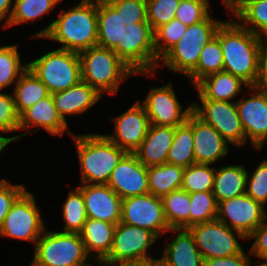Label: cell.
Masks as SVG:
<instances>
[{
    "instance_id": "b9f144b4",
    "label": "cell",
    "mask_w": 267,
    "mask_h": 266,
    "mask_svg": "<svg viewBox=\"0 0 267 266\" xmlns=\"http://www.w3.org/2000/svg\"><path fill=\"white\" fill-rule=\"evenodd\" d=\"M209 0H180L175 18L186 26L203 21L209 15Z\"/></svg>"
},
{
    "instance_id": "836d02e7",
    "label": "cell",
    "mask_w": 267,
    "mask_h": 266,
    "mask_svg": "<svg viewBox=\"0 0 267 266\" xmlns=\"http://www.w3.org/2000/svg\"><path fill=\"white\" fill-rule=\"evenodd\" d=\"M233 14L243 28L267 41V0L245 1Z\"/></svg>"
},
{
    "instance_id": "60d3db41",
    "label": "cell",
    "mask_w": 267,
    "mask_h": 266,
    "mask_svg": "<svg viewBox=\"0 0 267 266\" xmlns=\"http://www.w3.org/2000/svg\"><path fill=\"white\" fill-rule=\"evenodd\" d=\"M180 0H146L147 22L155 30L175 18Z\"/></svg>"
},
{
    "instance_id": "4316f807",
    "label": "cell",
    "mask_w": 267,
    "mask_h": 266,
    "mask_svg": "<svg viewBox=\"0 0 267 266\" xmlns=\"http://www.w3.org/2000/svg\"><path fill=\"white\" fill-rule=\"evenodd\" d=\"M97 16V45L113 50L118 44H122L124 32L127 31L125 23L108 2L97 3Z\"/></svg>"
},
{
    "instance_id": "c3c4849f",
    "label": "cell",
    "mask_w": 267,
    "mask_h": 266,
    "mask_svg": "<svg viewBox=\"0 0 267 266\" xmlns=\"http://www.w3.org/2000/svg\"><path fill=\"white\" fill-rule=\"evenodd\" d=\"M249 254L243 251L234 256L204 260L206 266H251Z\"/></svg>"
},
{
    "instance_id": "db71d44e",
    "label": "cell",
    "mask_w": 267,
    "mask_h": 266,
    "mask_svg": "<svg viewBox=\"0 0 267 266\" xmlns=\"http://www.w3.org/2000/svg\"><path fill=\"white\" fill-rule=\"evenodd\" d=\"M124 266H161L158 261L148 263V264H141V265H124Z\"/></svg>"
},
{
    "instance_id": "7a4b0ae2",
    "label": "cell",
    "mask_w": 267,
    "mask_h": 266,
    "mask_svg": "<svg viewBox=\"0 0 267 266\" xmlns=\"http://www.w3.org/2000/svg\"><path fill=\"white\" fill-rule=\"evenodd\" d=\"M97 24V3L81 0L31 38H47L62 44L60 49L79 53L97 46Z\"/></svg>"
},
{
    "instance_id": "f546056e",
    "label": "cell",
    "mask_w": 267,
    "mask_h": 266,
    "mask_svg": "<svg viewBox=\"0 0 267 266\" xmlns=\"http://www.w3.org/2000/svg\"><path fill=\"white\" fill-rule=\"evenodd\" d=\"M184 167L164 163L147 168L149 193L162 198L181 188Z\"/></svg>"
},
{
    "instance_id": "f35d334b",
    "label": "cell",
    "mask_w": 267,
    "mask_h": 266,
    "mask_svg": "<svg viewBox=\"0 0 267 266\" xmlns=\"http://www.w3.org/2000/svg\"><path fill=\"white\" fill-rule=\"evenodd\" d=\"M189 227L217 218V202L212 191L190 193Z\"/></svg>"
},
{
    "instance_id": "d6a6232c",
    "label": "cell",
    "mask_w": 267,
    "mask_h": 266,
    "mask_svg": "<svg viewBox=\"0 0 267 266\" xmlns=\"http://www.w3.org/2000/svg\"><path fill=\"white\" fill-rule=\"evenodd\" d=\"M166 221L170 228H189L190 197L182 188L162 198Z\"/></svg>"
},
{
    "instance_id": "1f68e13d",
    "label": "cell",
    "mask_w": 267,
    "mask_h": 266,
    "mask_svg": "<svg viewBox=\"0 0 267 266\" xmlns=\"http://www.w3.org/2000/svg\"><path fill=\"white\" fill-rule=\"evenodd\" d=\"M193 149V129L185 122L175 127L174 139L169 149L166 163L179 165L184 168L195 164Z\"/></svg>"
},
{
    "instance_id": "277c9868",
    "label": "cell",
    "mask_w": 267,
    "mask_h": 266,
    "mask_svg": "<svg viewBox=\"0 0 267 266\" xmlns=\"http://www.w3.org/2000/svg\"><path fill=\"white\" fill-rule=\"evenodd\" d=\"M78 54L81 80L101 95L115 94L121 82L136 74L112 49L97 45Z\"/></svg>"
},
{
    "instance_id": "9c48e42d",
    "label": "cell",
    "mask_w": 267,
    "mask_h": 266,
    "mask_svg": "<svg viewBox=\"0 0 267 266\" xmlns=\"http://www.w3.org/2000/svg\"><path fill=\"white\" fill-rule=\"evenodd\" d=\"M122 44L113 51L138 75L153 76L156 72L154 30L148 22L125 25Z\"/></svg>"
},
{
    "instance_id": "7dc6e473",
    "label": "cell",
    "mask_w": 267,
    "mask_h": 266,
    "mask_svg": "<svg viewBox=\"0 0 267 266\" xmlns=\"http://www.w3.org/2000/svg\"><path fill=\"white\" fill-rule=\"evenodd\" d=\"M254 239L250 247L249 254L259 259L267 255V219L262 222L248 237L247 240Z\"/></svg>"
},
{
    "instance_id": "8992f818",
    "label": "cell",
    "mask_w": 267,
    "mask_h": 266,
    "mask_svg": "<svg viewBox=\"0 0 267 266\" xmlns=\"http://www.w3.org/2000/svg\"><path fill=\"white\" fill-rule=\"evenodd\" d=\"M223 21L209 14L203 21L187 27L180 40L160 59L173 72L188 75L196 66L200 53Z\"/></svg>"
},
{
    "instance_id": "30bf717a",
    "label": "cell",
    "mask_w": 267,
    "mask_h": 266,
    "mask_svg": "<svg viewBox=\"0 0 267 266\" xmlns=\"http://www.w3.org/2000/svg\"><path fill=\"white\" fill-rule=\"evenodd\" d=\"M188 229L204 260L234 256L244 251L238 239L247 238L217 219L192 225Z\"/></svg>"
},
{
    "instance_id": "11a10c76",
    "label": "cell",
    "mask_w": 267,
    "mask_h": 266,
    "mask_svg": "<svg viewBox=\"0 0 267 266\" xmlns=\"http://www.w3.org/2000/svg\"><path fill=\"white\" fill-rule=\"evenodd\" d=\"M84 1H90L94 3H101V2H109L110 0H84Z\"/></svg>"
},
{
    "instance_id": "6f0895ef",
    "label": "cell",
    "mask_w": 267,
    "mask_h": 266,
    "mask_svg": "<svg viewBox=\"0 0 267 266\" xmlns=\"http://www.w3.org/2000/svg\"><path fill=\"white\" fill-rule=\"evenodd\" d=\"M256 266H267V264L262 262V263H260L259 265H256Z\"/></svg>"
},
{
    "instance_id": "4dcf8cb0",
    "label": "cell",
    "mask_w": 267,
    "mask_h": 266,
    "mask_svg": "<svg viewBox=\"0 0 267 266\" xmlns=\"http://www.w3.org/2000/svg\"><path fill=\"white\" fill-rule=\"evenodd\" d=\"M224 61L222 47L215 35L203 47L197 66L187 75L191 83L196 85L204 77L223 71Z\"/></svg>"
},
{
    "instance_id": "4fadbf2b",
    "label": "cell",
    "mask_w": 267,
    "mask_h": 266,
    "mask_svg": "<svg viewBox=\"0 0 267 266\" xmlns=\"http://www.w3.org/2000/svg\"><path fill=\"white\" fill-rule=\"evenodd\" d=\"M120 222L148 229L158 238L170 230L162 199L151 193L122 199Z\"/></svg>"
},
{
    "instance_id": "9a60e30c",
    "label": "cell",
    "mask_w": 267,
    "mask_h": 266,
    "mask_svg": "<svg viewBox=\"0 0 267 266\" xmlns=\"http://www.w3.org/2000/svg\"><path fill=\"white\" fill-rule=\"evenodd\" d=\"M172 86L170 83L153 87L145 100L140 102L146 110L151 125L177 127L184 124L193 111L192 104L183 109Z\"/></svg>"
},
{
    "instance_id": "f907efd6",
    "label": "cell",
    "mask_w": 267,
    "mask_h": 266,
    "mask_svg": "<svg viewBox=\"0 0 267 266\" xmlns=\"http://www.w3.org/2000/svg\"><path fill=\"white\" fill-rule=\"evenodd\" d=\"M13 1L14 0H0V23H2L1 21H3V19L6 18V22L3 23L4 29L8 25V22L12 14L13 3H14Z\"/></svg>"
},
{
    "instance_id": "d4e9b609",
    "label": "cell",
    "mask_w": 267,
    "mask_h": 266,
    "mask_svg": "<svg viewBox=\"0 0 267 266\" xmlns=\"http://www.w3.org/2000/svg\"><path fill=\"white\" fill-rule=\"evenodd\" d=\"M242 86L248 88L240 78L223 70L204 77L195 85V89L199 99L232 102L242 92Z\"/></svg>"
},
{
    "instance_id": "83f0119b",
    "label": "cell",
    "mask_w": 267,
    "mask_h": 266,
    "mask_svg": "<svg viewBox=\"0 0 267 266\" xmlns=\"http://www.w3.org/2000/svg\"><path fill=\"white\" fill-rule=\"evenodd\" d=\"M247 173L248 170L243 165H229L216 169L212 192L217 204L245 194Z\"/></svg>"
},
{
    "instance_id": "484cf974",
    "label": "cell",
    "mask_w": 267,
    "mask_h": 266,
    "mask_svg": "<svg viewBox=\"0 0 267 266\" xmlns=\"http://www.w3.org/2000/svg\"><path fill=\"white\" fill-rule=\"evenodd\" d=\"M116 224L88 218L83 225L80 237L87 253L93 254L94 261H102L110 252Z\"/></svg>"
},
{
    "instance_id": "7402d4cb",
    "label": "cell",
    "mask_w": 267,
    "mask_h": 266,
    "mask_svg": "<svg viewBox=\"0 0 267 266\" xmlns=\"http://www.w3.org/2000/svg\"><path fill=\"white\" fill-rule=\"evenodd\" d=\"M169 231L178 234L166 244L162 258H158L160 265L202 266L204 259L190 230L188 228H170Z\"/></svg>"
},
{
    "instance_id": "cb8c5ba5",
    "label": "cell",
    "mask_w": 267,
    "mask_h": 266,
    "mask_svg": "<svg viewBox=\"0 0 267 266\" xmlns=\"http://www.w3.org/2000/svg\"><path fill=\"white\" fill-rule=\"evenodd\" d=\"M51 95L59 115L65 122L67 115L84 113L102 98L96 89L82 80L64 91Z\"/></svg>"
},
{
    "instance_id": "3957f363",
    "label": "cell",
    "mask_w": 267,
    "mask_h": 266,
    "mask_svg": "<svg viewBox=\"0 0 267 266\" xmlns=\"http://www.w3.org/2000/svg\"><path fill=\"white\" fill-rule=\"evenodd\" d=\"M80 164L81 184H107L110 175L127 153L104 134L74 135Z\"/></svg>"
},
{
    "instance_id": "680465c9",
    "label": "cell",
    "mask_w": 267,
    "mask_h": 266,
    "mask_svg": "<svg viewBox=\"0 0 267 266\" xmlns=\"http://www.w3.org/2000/svg\"><path fill=\"white\" fill-rule=\"evenodd\" d=\"M262 260H264V263L267 264V255Z\"/></svg>"
},
{
    "instance_id": "6da1fadb",
    "label": "cell",
    "mask_w": 267,
    "mask_h": 266,
    "mask_svg": "<svg viewBox=\"0 0 267 266\" xmlns=\"http://www.w3.org/2000/svg\"><path fill=\"white\" fill-rule=\"evenodd\" d=\"M215 35L223 53V70L253 87L258 78L259 58L265 39L243 28L232 19L222 22Z\"/></svg>"
},
{
    "instance_id": "5bb4252c",
    "label": "cell",
    "mask_w": 267,
    "mask_h": 266,
    "mask_svg": "<svg viewBox=\"0 0 267 266\" xmlns=\"http://www.w3.org/2000/svg\"><path fill=\"white\" fill-rule=\"evenodd\" d=\"M216 219L231 229L239 231L247 238L267 219V211L261 203L256 202L245 193L219 202Z\"/></svg>"
},
{
    "instance_id": "74e56055",
    "label": "cell",
    "mask_w": 267,
    "mask_h": 266,
    "mask_svg": "<svg viewBox=\"0 0 267 266\" xmlns=\"http://www.w3.org/2000/svg\"><path fill=\"white\" fill-rule=\"evenodd\" d=\"M216 168L210 164H192L184 168L181 188L190 193L212 191Z\"/></svg>"
},
{
    "instance_id": "603a6c76",
    "label": "cell",
    "mask_w": 267,
    "mask_h": 266,
    "mask_svg": "<svg viewBox=\"0 0 267 266\" xmlns=\"http://www.w3.org/2000/svg\"><path fill=\"white\" fill-rule=\"evenodd\" d=\"M174 134L175 127L151 125L134 154L147 168L162 165L167 161Z\"/></svg>"
},
{
    "instance_id": "52a82bcc",
    "label": "cell",
    "mask_w": 267,
    "mask_h": 266,
    "mask_svg": "<svg viewBox=\"0 0 267 266\" xmlns=\"http://www.w3.org/2000/svg\"><path fill=\"white\" fill-rule=\"evenodd\" d=\"M159 239L148 229L119 222L115 226L112 248L102 260L108 266L141 265L158 261L148 256L150 248Z\"/></svg>"
},
{
    "instance_id": "ffe728a7",
    "label": "cell",
    "mask_w": 267,
    "mask_h": 266,
    "mask_svg": "<svg viewBox=\"0 0 267 266\" xmlns=\"http://www.w3.org/2000/svg\"><path fill=\"white\" fill-rule=\"evenodd\" d=\"M82 191L88 218L117 224L121 219L122 198L107 184L78 185Z\"/></svg>"
},
{
    "instance_id": "681fc988",
    "label": "cell",
    "mask_w": 267,
    "mask_h": 266,
    "mask_svg": "<svg viewBox=\"0 0 267 266\" xmlns=\"http://www.w3.org/2000/svg\"><path fill=\"white\" fill-rule=\"evenodd\" d=\"M254 87L267 94V41L260 54L258 78Z\"/></svg>"
},
{
    "instance_id": "d590c367",
    "label": "cell",
    "mask_w": 267,
    "mask_h": 266,
    "mask_svg": "<svg viewBox=\"0 0 267 266\" xmlns=\"http://www.w3.org/2000/svg\"><path fill=\"white\" fill-rule=\"evenodd\" d=\"M62 216L65 224L61 232L78 234L81 232L88 217L83 194L78 187L69 191L63 203Z\"/></svg>"
},
{
    "instance_id": "e0dca14e",
    "label": "cell",
    "mask_w": 267,
    "mask_h": 266,
    "mask_svg": "<svg viewBox=\"0 0 267 266\" xmlns=\"http://www.w3.org/2000/svg\"><path fill=\"white\" fill-rule=\"evenodd\" d=\"M113 121L114 134L106 136L127 153H134L151 126L146 110L139 100Z\"/></svg>"
},
{
    "instance_id": "ee69618b",
    "label": "cell",
    "mask_w": 267,
    "mask_h": 266,
    "mask_svg": "<svg viewBox=\"0 0 267 266\" xmlns=\"http://www.w3.org/2000/svg\"><path fill=\"white\" fill-rule=\"evenodd\" d=\"M108 3L119 13L125 25L147 22L146 0H110Z\"/></svg>"
},
{
    "instance_id": "816d5d0a",
    "label": "cell",
    "mask_w": 267,
    "mask_h": 266,
    "mask_svg": "<svg viewBox=\"0 0 267 266\" xmlns=\"http://www.w3.org/2000/svg\"><path fill=\"white\" fill-rule=\"evenodd\" d=\"M0 133H8V132H6V131L0 129ZM31 133H32V132L28 131V132H25L24 134H20V135H18V136H14V137H11V138H9V137H4V136H2V134H1V135H0V156H1V153L3 152V149H4L7 145H9L11 142L16 141V140L20 139L21 137L26 136V135H29V134H31Z\"/></svg>"
},
{
    "instance_id": "44dd1931",
    "label": "cell",
    "mask_w": 267,
    "mask_h": 266,
    "mask_svg": "<svg viewBox=\"0 0 267 266\" xmlns=\"http://www.w3.org/2000/svg\"><path fill=\"white\" fill-rule=\"evenodd\" d=\"M36 126L39 128L34 129V131H39L41 127L55 136H62L65 130L69 128L67 122L59 115L51 94L35 103L19 116V130Z\"/></svg>"
},
{
    "instance_id": "ba28073f",
    "label": "cell",
    "mask_w": 267,
    "mask_h": 266,
    "mask_svg": "<svg viewBox=\"0 0 267 266\" xmlns=\"http://www.w3.org/2000/svg\"><path fill=\"white\" fill-rule=\"evenodd\" d=\"M50 94L64 91L81 81L79 54L65 49L50 51L27 63Z\"/></svg>"
},
{
    "instance_id": "8d00e7d4",
    "label": "cell",
    "mask_w": 267,
    "mask_h": 266,
    "mask_svg": "<svg viewBox=\"0 0 267 266\" xmlns=\"http://www.w3.org/2000/svg\"><path fill=\"white\" fill-rule=\"evenodd\" d=\"M27 68V64H21L16 45L0 46V91L16 83Z\"/></svg>"
},
{
    "instance_id": "ac0fdd59",
    "label": "cell",
    "mask_w": 267,
    "mask_h": 266,
    "mask_svg": "<svg viewBox=\"0 0 267 266\" xmlns=\"http://www.w3.org/2000/svg\"><path fill=\"white\" fill-rule=\"evenodd\" d=\"M107 185L122 199L147 194V167L134 153H126L112 171Z\"/></svg>"
},
{
    "instance_id": "d6986e66",
    "label": "cell",
    "mask_w": 267,
    "mask_h": 266,
    "mask_svg": "<svg viewBox=\"0 0 267 266\" xmlns=\"http://www.w3.org/2000/svg\"><path fill=\"white\" fill-rule=\"evenodd\" d=\"M193 129L195 163L214 164L229 152V143L193 111L186 121Z\"/></svg>"
},
{
    "instance_id": "e575fe53",
    "label": "cell",
    "mask_w": 267,
    "mask_h": 266,
    "mask_svg": "<svg viewBox=\"0 0 267 266\" xmlns=\"http://www.w3.org/2000/svg\"><path fill=\"white\" fill-rule=\"evenodd\" d=\"M59 2L62 0H14L12 14L5 28L35 21L54 10Z\"/></svg>"
},
{
    "instance_id": "8fae6325",
    "label": "cell",
    "mask_w": 267,
    "mask_h": 266,
    "mask_svg": "<svg viewBox=\"0 0 267 266\" xmlns=\"http://www.w3.org/2000/svg\"><path fill=\"white\" fill-rule=\"evenodd\" d=\"M33 194L25 190L13 203L0 228V235L26 240L36 245L45 224Z\"/></svg>"
},
{
    "instance_id": "9f6ffc18",
    "label": "cell",
    "mask_w": 267,
    "mask_h": 266,
    "mask_svg": "<svg viewBox=\"0 0 267 266\" xmlns=\"http://www.w3.org/2000/svg\"><path fill=\"white\" fill-rule=\"evenodd\" d=\"M89 266H93V264L89 265ZM99 266H108L107 264H105L104 262L102 261H99Z\"/></svg>"
},
{
    "instance_id": "91938a15",
    "label": "cell",
    "mask_w": 267,
    "mask_h": 266,
    "mask_svg": "<svg viewBox=\"0 0 267 266\" xmlns=\"http://www.w3.org/2000/svg\"><path fill=\"white\" fill-rule=\"evenodd\" d=\"M246 1H266V0H246Z\"/></svg>"
},
{
    "instance_id": "f6af8a7d",
    "label": "cell",
    "mask_w": 267,
    "mask_h": 266,
    "mask_svg": "<svg viewBox=\"0 0 267 266\" xmlns=\"http://www.w3.org/2000/svg\"><path fill=\"white\" fill-rule=\"evenodd\" d=\"M0 129L9 133L19 130V115L15 108L13 94L0 92Z\"/></svg>"
},
{
    "instance_id": "ab89813d",
    "label": "cell",
    "mask_w": 267,
    "mask_h": 266,
    "mask_svg": "<svg viewBox=\"0 0 267 266\" xmlns=\"http://www.w3.org/2000/svg\"><path fill=\"white\" fill-rule=\"evenodd\" d=\"M188 26L174 18L167 24L154 30V45L156 49V68L161 59L182 37Z\"/></svg>"
},
{
    "instance_id": "f5cc1de1",
    "label": "cell",
    "mask_w": 267,
    "mask_h": 266,
    "mask_svg": "<svg viewBox=\"0 0 267 266\" xmlns=\"http://www.w3.org/2000/svg\"><path fill=\"white\" fill-rule=\"evenodd\" d=\"M246 0H222L227 11L234 13Z\"/></svg>"
},
{
    "instance_id": "f1b7e54d",
    "label": "cell",
    "mask_w": 267,
    "mask_h": 266,
    "mask_svg": "<svg viewBox=\"0 0 267 266\" xmlns=\"http://www.w3.org/2000/svg\"><path fill=\"white\" fill-rule=\"evenodd\" d=\"M14 87L12 94L19 116L35 103L50 95L46 85L29 68L21 74Z\"/></svg>"
},
{
    "instance_id": "2e32d148",
    "label": "cell",
    "mask_w": 267,
    "mask_h": 266,
    "mask_svg": "<svg viewBox=\"0 0 267 266\" xmlns=\"http://www.w3.org/2000/svg\"><path fill=\"white\" fill-rule=\"evenodd\" d=\"M247 90H253L252 96L246 99L243 96L236 101V107L246 143L250 140L255 150H262L267 139V94L254 86Z\"/></svg>"
},
{
    "instance_id": "7bdbcfd3",
    "label": "cell",
    "mask_w": 267,
    "mask_h": 266,
    "mask_svg": "<svg viewBox=\"0 0 267 266\" xmlns=\"http://www.w3.org/2000/svg\"><path fill=\"white\" fill-rule=\"evenodd\" d=\"M250 177V178H249ZM248 186V187H247ZM248 196L263 206L267 203V158L252 173H247L246 192Z\"/></svg>"
},
{
    "instance_id": "7c38bea8",
    "label": "cell",
    "mask_w": 267,
    "mask_h": 266,
    "mask_svg": "<svg viewBox=\"0 0 267 266\" xmlns=\"http://www.w3.org/2000/svg\"><path fill=\"white\" fill-rule=\"evenodd\" d=\"M192 103L193 112L204 122L214 127L220 135L234 146L246 145V137L238 115L236 101L200 99Z\"/></svg>"
},
{
    "instance_id": "bcb514c9",
    "label": "cell",
    "mask_w": 267,
    "mask_h": 266,
    "mask_svg": "<svg viewBox=\"0 0 267 266\" xmlns=\"http://www.w3.org/2000/svg\"><path fill=\"white\" fill-rule=\"evenodd\" d=\"M25 190L24 185L9 183L4 178L0 180V228L13 203Z\"/></svg>"
},
{
    "instance_id": "5b68a950",
    "label": "cell",
    "mask_w": 267,
    "mask_h": 266,
    "mask_svg": "<svg viewBox=\"0 0 267 266\" xmlns=\"http://www.w3.org/2000/svg\"><path fill=\"white\" fill-rule=\"evenodd\" d=\"M30 266H89L93 258L78 233L44 230L34 247Z\"/></svg>"
}]
</instances>
